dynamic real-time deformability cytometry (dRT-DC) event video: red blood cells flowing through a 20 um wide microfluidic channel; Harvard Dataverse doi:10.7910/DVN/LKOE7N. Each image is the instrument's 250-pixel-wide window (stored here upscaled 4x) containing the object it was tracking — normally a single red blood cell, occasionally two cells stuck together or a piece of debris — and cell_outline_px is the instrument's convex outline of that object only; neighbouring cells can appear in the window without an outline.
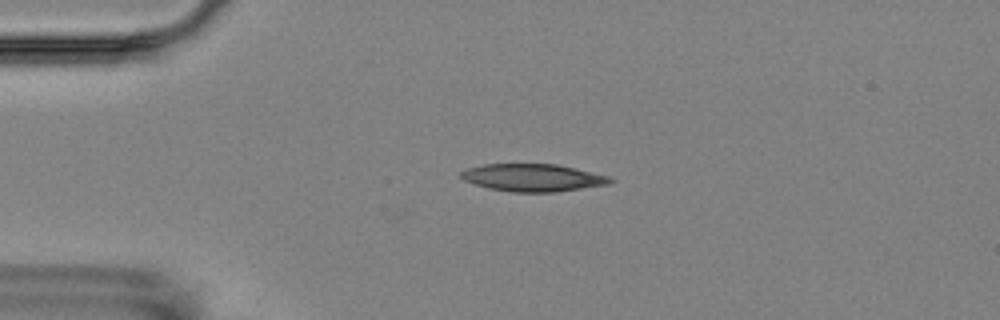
{"species": "Egyptian fruit bat (a non-hibernating species)", "species_latin": "Rousettus aegyptiacus", "temperature_condition": "room temperature", "stored_images_in_passage": 2, "camera_frame_rate_fps": 3000, "um_per_image_px": 0.085, "animal": {"sex": "female"}, "frame": {"image": 1, "passage_image": 1, "time_ms": 0.0, "image_size_px": [1000, 320], "cell_outline_px": [[616, 180], [608, 184], [556, 192], [512, 192], [488, 188], [464, 180], [460, 176], [460, 172], [468, 168], [484, 164], [556, 164], [576, 168], [608, 176]], "centroid_in_image_um": [45.3, 15.1], "position_along_channel_um": 39.7, "area_um2": 23.81}}